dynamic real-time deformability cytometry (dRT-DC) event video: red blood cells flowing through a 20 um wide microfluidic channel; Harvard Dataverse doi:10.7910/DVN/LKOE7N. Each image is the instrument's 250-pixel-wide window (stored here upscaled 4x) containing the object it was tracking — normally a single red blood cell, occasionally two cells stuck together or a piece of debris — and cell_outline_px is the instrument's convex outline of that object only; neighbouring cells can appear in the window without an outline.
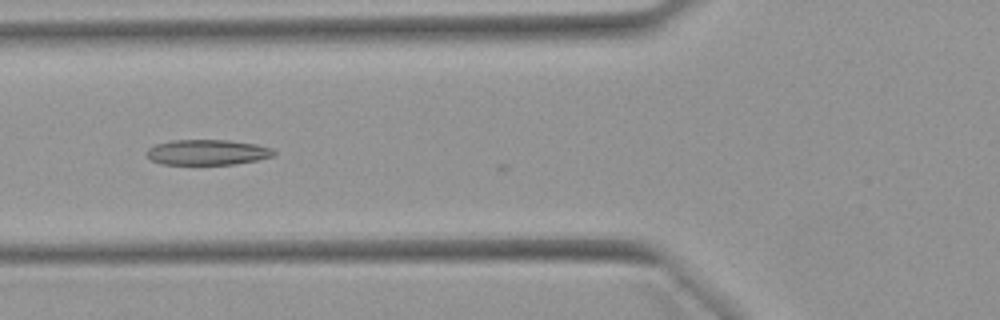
{"species": "Egyptian fruit bat (a non-hibernating species)", "species_latin": "Rousettus aegyptiacus", "temperature_condition": "warm", "stored_images_in_passage": 6, "camera_frame_rate_fps": 3000, "um_per_image_px": 0.085, "animal": {"sex": "female"}, "frame": {"image": 1, "passage_image": 4, "time_ms": 1.0, "image_size_px": [1000, 320], "cell_outline_px": [[276, 152], [272, 156], [256, 160], [232, 164], [160, 164], [152, 160], [144, 152], [148, 148], [156, 144], [172, 140], [228, 140], [256, 144], [272, 148]], "centroid_in_image_um": [17.6, 12.94], "position_along_channel_um": 108.2, "area_um2": 18.73}}